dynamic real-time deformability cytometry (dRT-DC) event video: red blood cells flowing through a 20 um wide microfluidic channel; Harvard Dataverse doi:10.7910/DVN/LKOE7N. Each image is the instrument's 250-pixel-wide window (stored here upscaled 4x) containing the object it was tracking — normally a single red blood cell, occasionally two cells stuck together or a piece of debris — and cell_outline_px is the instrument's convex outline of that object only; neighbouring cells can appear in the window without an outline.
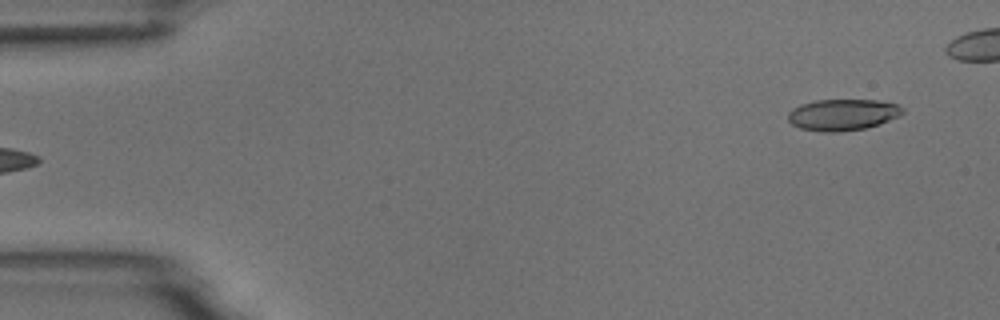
{"species": "common noctule bat (a hibernating species)", "species_latin": "Nyctalus noctula", "temperature_condition": "room temperature", "stored_images_in_passage": 5, "segment_of_instrument_passage": [2, 2], "camera_frame_rate_fps": 3000, "um_per_image_px": 0.085, "animal": {"sex": "male", "body_mass_g": 18.8}, "frame": {"image": 1, "passage_image": 5, "time_ms": 5.333, "image_size_px": [1000, 320], "cell_outline_px": [[904, 112], [900, 116], [880, 124], [864, 128], [840, 132], [820, 132], [800, 128], [792, 124], [788, 120], [788, 112], [792, 108], [800, 104], [816, 100], [876, 100], [896, 104], [904, 108]], "centroid_in_image_um": [71.62, 9.75], "position_along_channel_um": 13.4, "area_um2": 21.1}}